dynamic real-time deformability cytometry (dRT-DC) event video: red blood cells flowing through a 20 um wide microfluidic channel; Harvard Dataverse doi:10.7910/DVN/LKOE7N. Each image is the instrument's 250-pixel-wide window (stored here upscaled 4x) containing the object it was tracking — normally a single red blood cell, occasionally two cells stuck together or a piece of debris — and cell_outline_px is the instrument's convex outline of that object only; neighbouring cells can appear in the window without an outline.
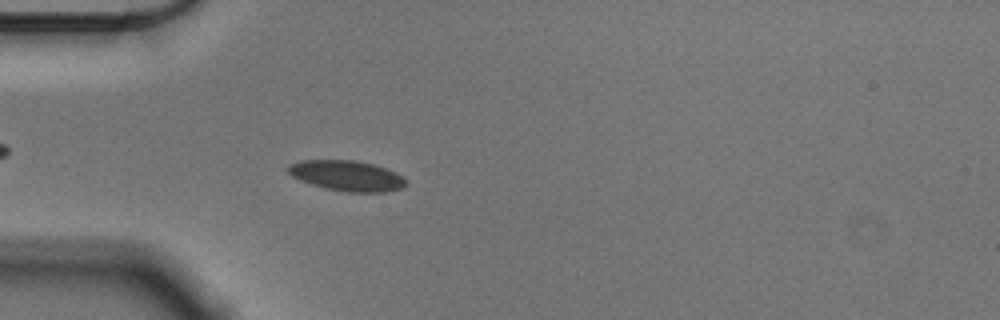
{"species": "Egyptian fruit bat (a non-hibernating species)", "species_latin": "Rousettus aegyptiacus", "temperature_condition": "cold", "stored_images_in_passage": 47, "camera_frame_rate_fps": 3000, "um_per_image_px": 0.085, "animal": {"sex": "male"}, "frame": {"image": 1, "passage_image": 7, "time_ms": 2.0, "image_size_px": [1000, 320], "cell_outline_px": [[408, 184], [404, 188], [384, 192], [348, 192], [324, 188], [300, 180], [292, 176], [288, 172], [288, 164], [300, 160], [352, 160], [372, 164], [396, 172], [408, 180]], "centroid_in_image_um": [29.51, 14.94], "position_along_channel_um": 55.5, "area_um2": 20.98}}
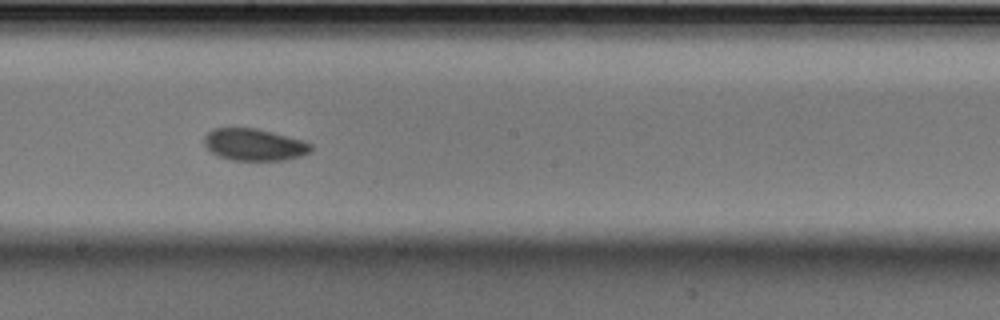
{"frame": {"image": 2, "passage_image": 22, "time_ms": 7.0, "image_size_px": [1000, 320], "cell_outline_px": [[312, 152], [288, 160], [232, 160], [216, 156], [204, 144], [204, 136], [212, 128], [256, 128], [304, 140], [312, 144]], "centroid_in_image_um": [21.63, 12.3], "position_along_channel_um": 226.6, "area_um2": 20.06}}
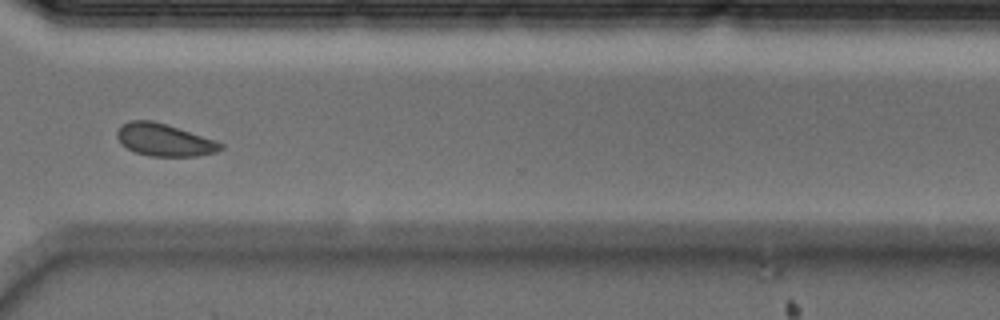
{"frame": {"image": 3, "passage_image": 33, "time_ms": 10.667, "image_size_px": [1000, 320], "cell_outline_px": [[224, 148], [216, 152], [196, 156], [148, 156], [136, 152], [120, 144], [116, 136], [116, 132], [120, 124], [128, 120], [152, 120], [224, 144]], "centroid_in_image_um": [13.88, 11.89], "position_along_channel_um": 356.7, "area_um2": 19.31}, "authors_computed_cell_mechanics": {"area_um2": 19.9988, "velocity_mm_per_s": 3.5413, "shape_relaxation_time_tau1_ms": 2.2407, "shape_relaxation_time_tau2_ms": null, "deformation_change_tau1": 0.0617, "deformation_change_tau2": null}}